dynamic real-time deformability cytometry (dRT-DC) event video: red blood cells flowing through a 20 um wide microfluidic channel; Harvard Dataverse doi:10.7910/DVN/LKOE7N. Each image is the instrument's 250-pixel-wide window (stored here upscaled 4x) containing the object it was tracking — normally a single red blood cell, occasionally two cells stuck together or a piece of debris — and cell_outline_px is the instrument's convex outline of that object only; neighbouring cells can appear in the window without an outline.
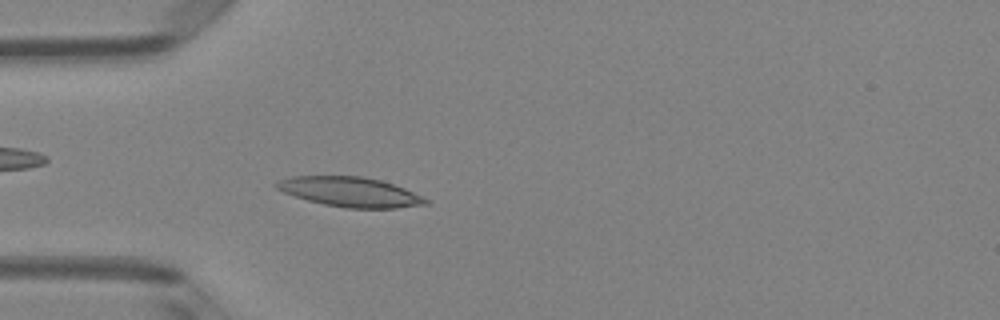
{"species": "Egyptian fruit bat (a non-hibernating species)", "species_latin": "Rousettus aegyptiacus", "temperature_condition": "room temperature", "stored_images_in_passage": 37, "camera_frame_rate_fps": 3000, "um_per_image_px": 0.085, "animal": {"sex": "female"}, "frame": {"image": 1, "passage_image": 2, "time_ms": 0.333, "image_size_px": [1000, 320], "cell_outline_px": [[428, 204], [396, 208], [344, 208], [324, 204], [308, 200], [284, 192], [276, 188], [272, 184], [280, 180], [292, 176], [364, 176], [380, 180], [404, 188], [428, 200]], "centroid_in_image_um": [29.74, 16.31], "position_along_channel_um": 55.3, "area_um2": 25.61}}
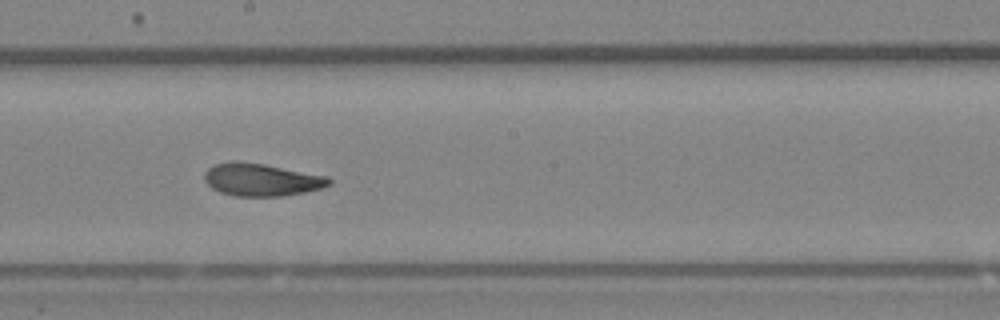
{"frame": {"image": 2, "passage_image": 15, "time_ms": 4.667, "image_size_px": [1000, 320], "cell_outline_px": [[332, 184], [324, 188], [304, 192], [280, 196], [236, 196], [220, 192], [212, 188], [204, 180], [204, 172], [208, 168], [216, 164], [232, 160], [236, 160], [264, 164], [328, 176], [332, 180]], "centroid_in_image_um": [22.23, 15.27], "position_along_channel_um": 226.0, "area_um2": 23.81}}
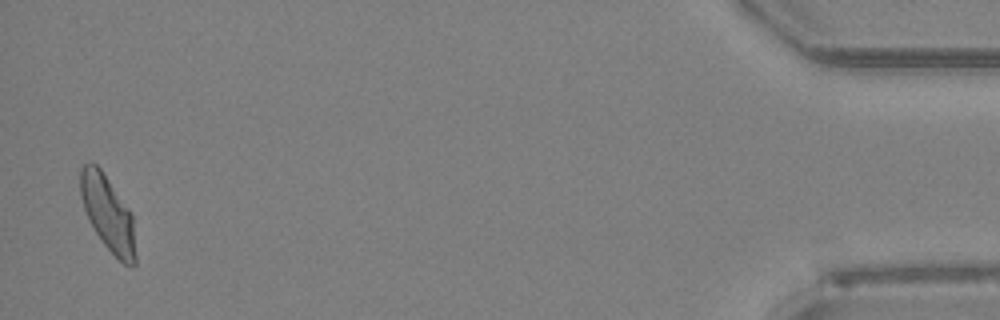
{"frame": {"image": 3, "passage_image": 36, "time_ms": 11.667, "image_size_px": [1000, 320], "cell_outline_px": [[136, 264], [132, 268], [124, 264], [104, 244], [88, 220], [80, 196], [80, 168], [84, 164], [96, 164], [100, 168], [132, 212], [136, 256]], "centroid_in_image_um": [9.18, 18.16], "position_along_channel_um": 426.0, "area_um2": 24.1}, "authors_computed_cell_mechanics": {"area_um2": 23.8714, "velocity_mm_per_s": 4.109, "shape_relaxation_time_tau1_ms": 9.0243, "shape_relaxation_time_tau2_ms": 2.1936, "deformation_change_tau1": 0.2212, "deformation_change_tau2": 0.0959}}